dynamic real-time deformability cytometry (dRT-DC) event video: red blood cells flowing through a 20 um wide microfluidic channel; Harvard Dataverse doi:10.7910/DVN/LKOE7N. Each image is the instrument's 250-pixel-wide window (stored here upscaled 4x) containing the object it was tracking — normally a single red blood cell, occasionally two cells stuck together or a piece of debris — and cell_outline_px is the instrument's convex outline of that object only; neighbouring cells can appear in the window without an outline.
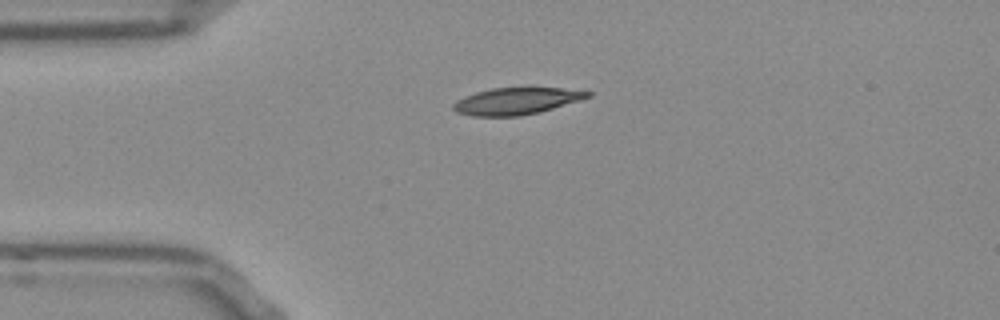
{"species": "Egyptian fruit bat (a non-hibernating species)", "species_latin": "Rousettus aegyptiacus", "temperature_condition": "room temperature", "stored_images_in_passage": 42, "camera_frame_rate_fps": 3000, "um_per_image_px": 0.085, "frame": {"image": 1, "passage_image": 1, "time_ms": 0.0, "image_size_px": [1000, 320], "cell_outline_px": [[592, 96], [580, 100], [540, 112], [520, 116], [472, 116], [456, 112], [452, 108], [452, 104], [456, 100], [464, 96], [476, 92], [492, 88], [528, 84], [592, 92]], "centroid_in_image_um": [43.9, 8.54], "position_along_channel_um": 41.1, "area_um2": 21.96}}
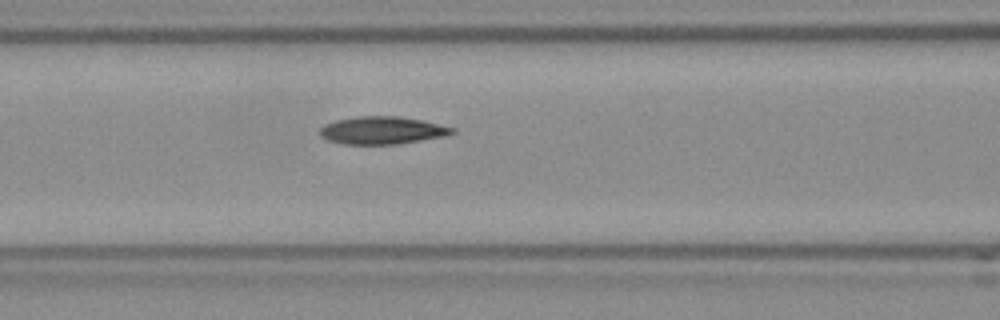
{"frame": {"image": 2, "passage_image": 10, "time_ms": 3.0, "image_size_px": [1000, 320], "cell_outline_px": [[456, 132], [448, 136], [396, 144], [344, 144], [328, 140], [320, 136], [320, 128], [324, 124], [336, 120], [356, 116], [396, 116], [424, 120], [456, 128]], "centroid_in_image_um": [32.52, 11.07], "position_along_channel_um": 134.1, "area_um2": 21.5}}
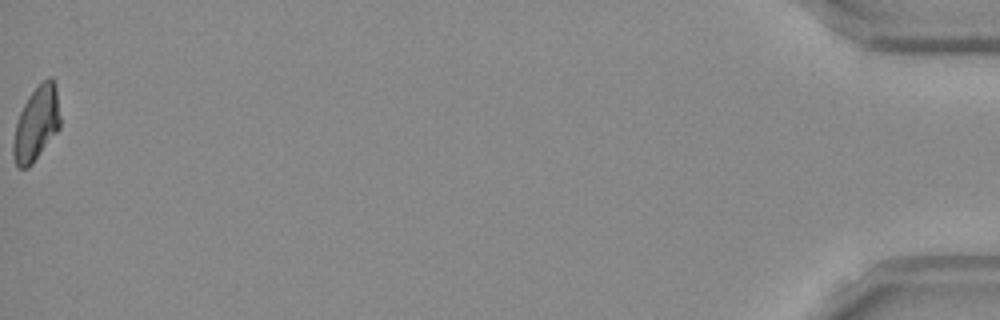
{"frame": {"image": 3, "passage_image": 42, "time_ms": 13.667, "image_size_px": [1000, 320], "cell_outline_px": [[60, 128], [32, 164], [28, 168], [20, 168], [16, 164], [12, 156], [12, 144], [16, 120], [28, 96], [48, 76], [52, 76], [56, 84], [60, 116]], "centroid_in_image_um": [3.08, 10.51], "position_along_channel_um": 432.1, "area_um2": 20.46}, "authors_computed_cell_mechanics": {"area_um2": 21.097, "velocity_mm_per_s": 3.7895, "shape_relaxation_time_tau1_ms": null, "shape_relaxation_time_tau2_ms": 7.5871, "deformation_change_tau1": null, "deformation_change_tau2": 0.1442}}